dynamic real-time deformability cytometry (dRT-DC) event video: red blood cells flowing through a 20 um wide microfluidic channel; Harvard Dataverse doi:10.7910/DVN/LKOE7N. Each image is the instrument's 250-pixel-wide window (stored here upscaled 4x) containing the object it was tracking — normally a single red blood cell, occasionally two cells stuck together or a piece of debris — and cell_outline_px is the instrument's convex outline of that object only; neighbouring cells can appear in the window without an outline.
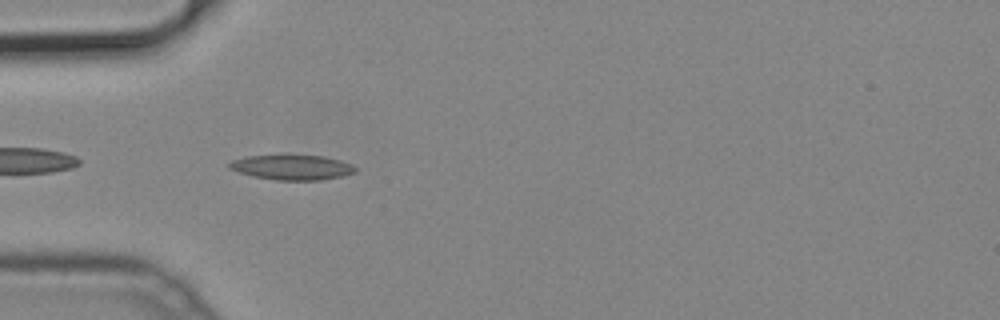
{"species": "common noctule bat (a hibernating species)", "species_latin": "Nyctalus noctula", "temperature_condition": "cold", "stored_images_in_passage": 37, "camera_frame_rate_fps": 3000, "um_per_image_px": 0.085, "animal": {"sex": "male", "body_mass_g": 19.2, "forearm_length_mm": 51.8}, "frame": {"image": 1, "passage_image": 2, "time_ms": 0.333, "image_size_px": [1000, 320], "cell_outline_px": [[356, 172], [340, 176], [320, 180], [276, 180], [252, 176], [228, 168], [228, 164], [232, 160], [248, 156], [280, 152], [288, 152], [324, 156], [340, 160], [352, 164], [356, 168]], "centroid_in_image_um": [24.79, 14.16], "position_along_channel_um": 60.2, "area_um2": 19.25}}
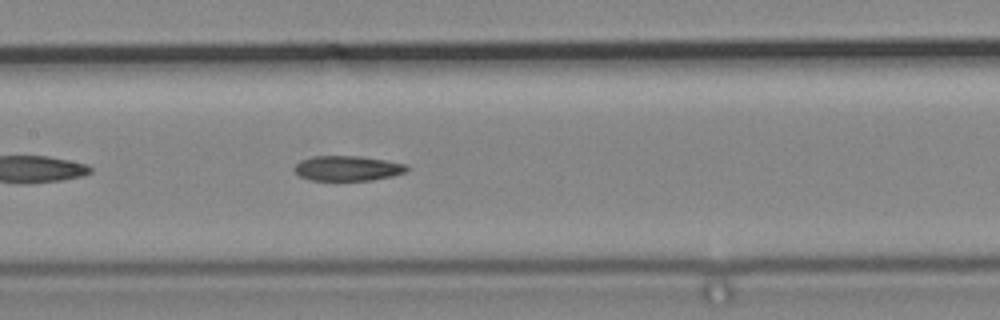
{"frame": {"image": 2, "passage_image": 11, "time_ms": 3.333, "image_size_px": [1000, 320], "cell_outline_px": [[408, 168], [404, 172], [392, 176], [372, 180], [312, 180], [300, 176], [296, 172], [296, 164], [300, 160], [312, 156], [360, 156], [384, 160], [404, 164]], "centroid_in_image_um": [29.52, 14.3], "position_along_channel_um": 177.9, "area_um2": 16.13}}
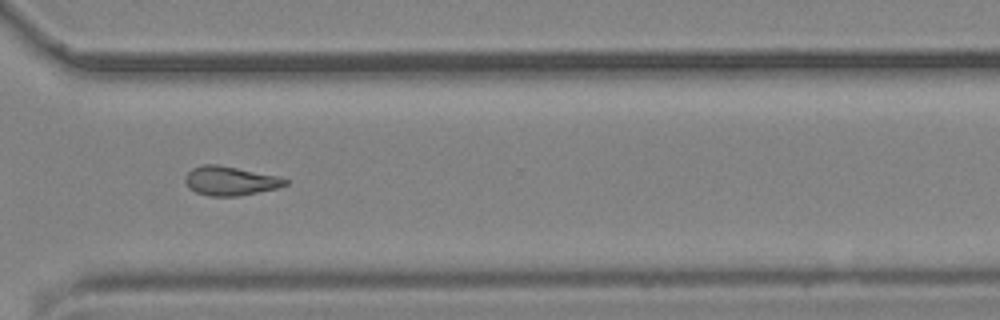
{"frame": {"image": 3, "passage_image": 24, "time_ms": 7.667, "image_size_px": [1000, 320], "cell_outline_px": [[288, 184], [276, 188], [236, 196], [208, 196], [196, 192], [188, 188], [184, 180], [184, 176], [192, 168], [200, 164], [216, 164], [276, 176], [288, 180]], "centroid_in_image_um": [19.49, 15.37], "position_along_channel_um": 351.1, "area_um2": 16.76}}